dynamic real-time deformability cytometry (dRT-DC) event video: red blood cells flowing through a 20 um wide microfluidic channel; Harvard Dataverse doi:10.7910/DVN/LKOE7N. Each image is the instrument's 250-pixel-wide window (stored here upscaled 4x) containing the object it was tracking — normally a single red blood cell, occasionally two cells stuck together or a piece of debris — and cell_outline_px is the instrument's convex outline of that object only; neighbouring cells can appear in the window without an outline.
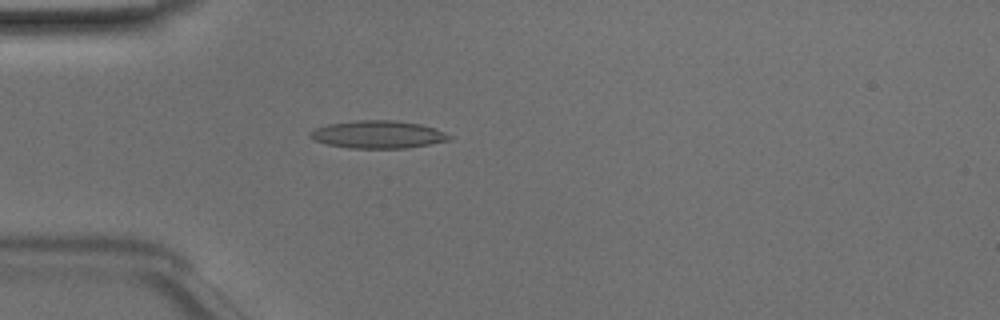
{"species": "Egyptian fruit bat (a non-hibernating species)", "species_latin": "Rousettus aegyptiacus", "temperature_condition": "room temperature", "stored_images_in_passage": 47, "camera_frame_rate_fps": 3000, "um_per_image_px": 0.085, "animal": {"sex": "male"}, "frame": {"image": 1, "passage_image": 12, "time_ms": 3.667, "image_size_px": [1000, 320], "cell_outline_px": [[452, 136], [448, 140], [408, 148], [348, 148], [328, 144], [312, 140], [308, 136], [308, 132], [316, 128], [328, 124], [356, 120], [392, 120], [420, 124], [444, 132]], "centroid_in_image_um": [32.06, 11.43], "position_along_channel_um": 52.9, "area_um2": 22.31}}
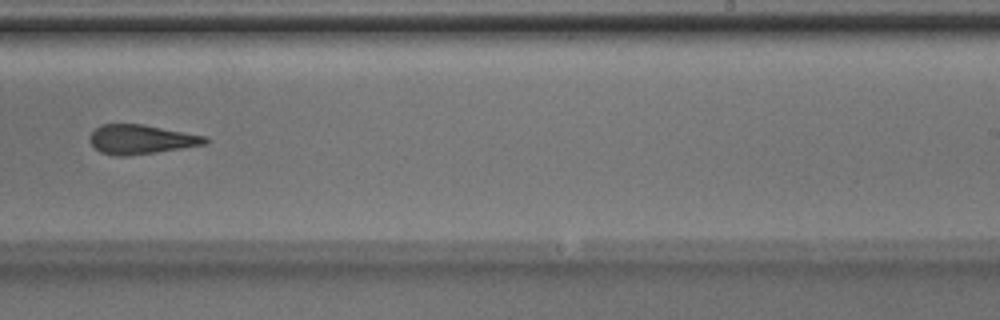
{"frame": {"image": 2, "passage_image": 29, "time_ms": 9.333, "image_size_px": [1000, 320], "cell_outline_px": [[208, 144], [156, 152], [124, 156], [116, 156], [100, 152], [88, 140], [88, 136], [100, 124], [144, 124], [208, 136]], "centroid_in_image_um": [12.01, 11.84], "position_along_channel_um": 277.0, "area_um2": 19.88}}
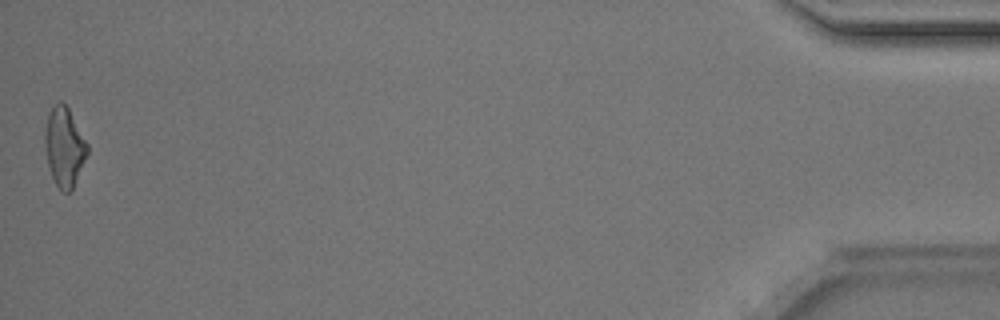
{"frame": {"image": 3, "passage_image": 47, "time_ms": 15.333, "image_size_px": [1000, 320], "cell_outline_px": [[88, 152], [72, 188], [68, 192], [60, 192], [52, 176], [48, 164], [44, 144], [44, 132], [48, 112], [60, 100], [68, 108], [88, 144]], "centroid_in_image_um": [5.45, 12.47], "position_along_channel_um": 429.8, "area_um2": 19.31}, "authors_computed_cell_mechanics": {"area_um2": 20.1722, "velocity_mm_per_s": 4.1164, "shape_relaxation_time_tau1_ms": 5.4363, "shape_relaxation_time_tau2_ms": 2.5, "deformation_change_tau1": 0.1904, "deformation_change_tau2": 0.1231}}